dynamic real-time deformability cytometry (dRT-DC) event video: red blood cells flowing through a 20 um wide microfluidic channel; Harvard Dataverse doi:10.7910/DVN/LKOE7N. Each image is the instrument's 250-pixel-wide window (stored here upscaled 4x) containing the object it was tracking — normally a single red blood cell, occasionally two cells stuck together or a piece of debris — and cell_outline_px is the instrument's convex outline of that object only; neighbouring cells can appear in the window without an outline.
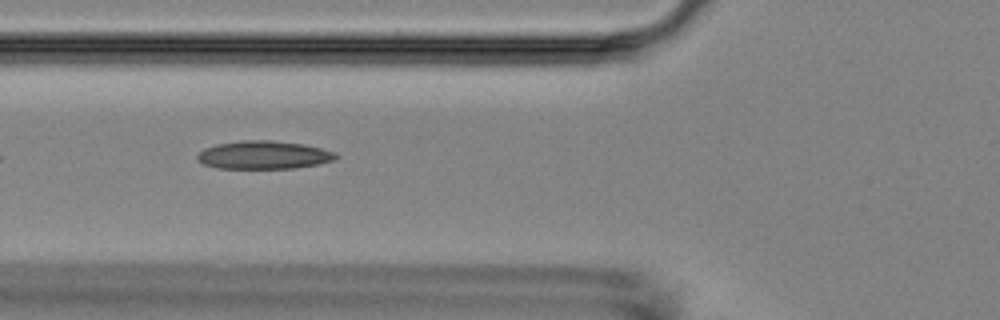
{"species": "Egyptian fruit bat (a non-hibernating species)", "species_latin": "Rousettus aegyptiacus", "temperature_condition": "room temperature", "stored_images_in_passage": 10, "camera_frame_rate_fps": 3000, "um_per_image_px": 0.085, "animal": {"sex": "female"}, "frame": {"image": 1, "passage_image": 7, "time_ms": 10.667, "image_size_px": [1000, 320], "cell_outline_px": [[340, 156], [332, 160], [316, 164], [292, 168], [216, 168], [204, 164], [196, 160], [196, 156], [204, 148], [216, 144], [240, 140], [272, 140], [304, 144], [336, 152]], "centroid_in_image_um": [22.38, 13.16], "position_along_channel_um": 103.4, "area_um2": 22.72}}
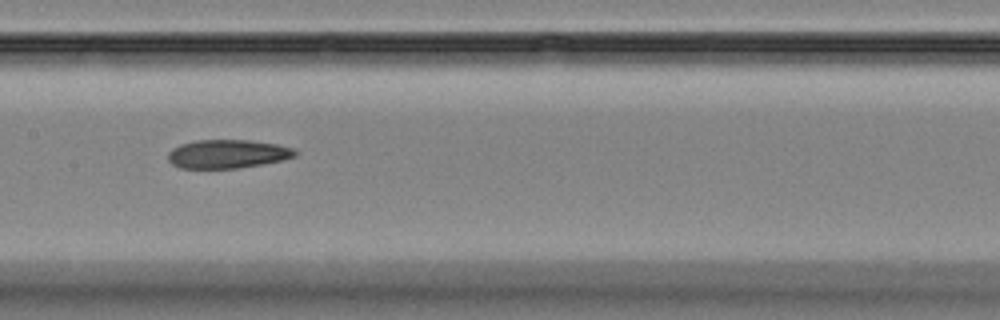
{"frame": {"image": 2, "passage_image": 9, "time_ms": 13.0, "image_size_px": [1000, 320], "cell_outline_px": [[296, 156], [280, 160], [240, 168], [180, 168], [172, 164], [168, 160], [168, 152], [172, 148], [180, 144], [196, 140], [248, 140], [276, 144], [292, 148], [296, 152]], "centroid_in_image_um": [19.28, 13.08], "position_along_channel_um": 188.1, "area_um2": 21.04}}
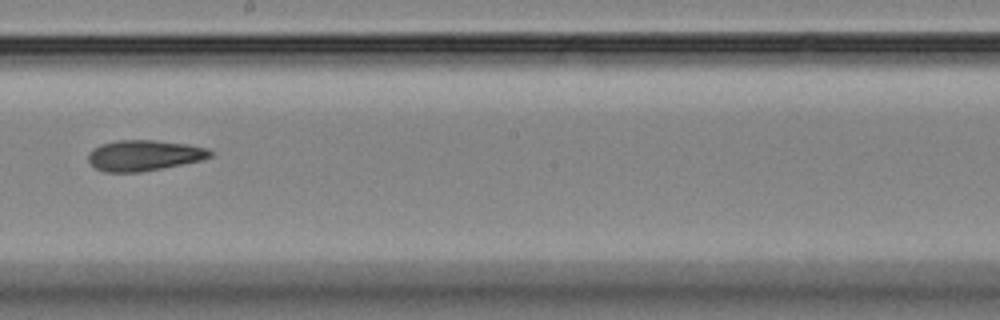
{"frame": {"image": 3, "passage_image": 10, "time_ms": 14.333, "image_size_px": [1000, 320], "cell_outline_px": [[216, 152], [212, 156], [200, 160], [140, 172], [104, 172], [96, 168], [88, 160], [88, 152], [92, 148], [100, 144], [116, 140], [156, 140], [188, 144], [208, 148]], "centroid_in_image_um": [12.24, 13.19], "position_along_channel_um": 236.0, "area_um2": 21.91}}